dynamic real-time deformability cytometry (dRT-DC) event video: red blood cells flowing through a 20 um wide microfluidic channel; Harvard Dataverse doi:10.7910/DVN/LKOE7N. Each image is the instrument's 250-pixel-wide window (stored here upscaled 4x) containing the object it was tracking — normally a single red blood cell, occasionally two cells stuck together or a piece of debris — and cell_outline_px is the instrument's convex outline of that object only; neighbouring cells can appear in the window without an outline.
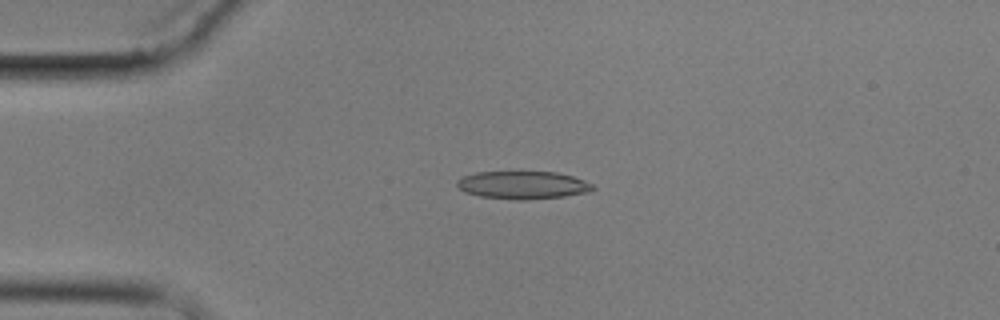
{"species": "common noctule bat (a hibernating species)", "species_latin": "Nyctalus noctula", "temperature_condition": "cold", "stored_images_in_passage": 5, "camera_frame_rate_fps": 3000, "um_per_image_px": 0.085, "animal": {"sex": "male", "body_mass_g": 17.9}, "frame": {"image": 1, "passage_image": 3, "time_ms": 3.0, "image_size_px": [1000, 320], "cell_outline_px": [[596, 188], [592, 192], [564, 196], [524, 200], [516, 200], [480, 196], [464, 192], [456, 184], [456, 180], [464, 176], [476, 172], [556, 172], [572, 176], [584, 180], [592, 184]], "centroid_in_image_um": [44.46, 15.73], "position_along_channel_um": 40.5, "area_um2": 22.08}}
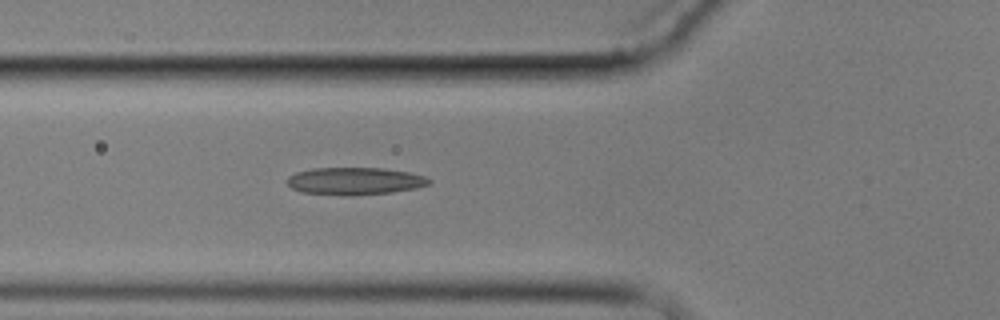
{"frame": {"image": 2, "passage_image": 5, "time_ms": 5.333, "image_size_px": [1000, 320], "cell_outline_px": [[432, 180], [428, 184], [416, 188], [392, 192], [352, 196], [344, 196], [300, 192], [292, 188], [288, 184], [288, 176], [296, 172], [312, 168], [384, 168], [408, 172], [424, 176]], "centroid_in_image_um": [30.14, 15.4], "position_along_channel_um": 95.7, "area_um2": 22.77}}